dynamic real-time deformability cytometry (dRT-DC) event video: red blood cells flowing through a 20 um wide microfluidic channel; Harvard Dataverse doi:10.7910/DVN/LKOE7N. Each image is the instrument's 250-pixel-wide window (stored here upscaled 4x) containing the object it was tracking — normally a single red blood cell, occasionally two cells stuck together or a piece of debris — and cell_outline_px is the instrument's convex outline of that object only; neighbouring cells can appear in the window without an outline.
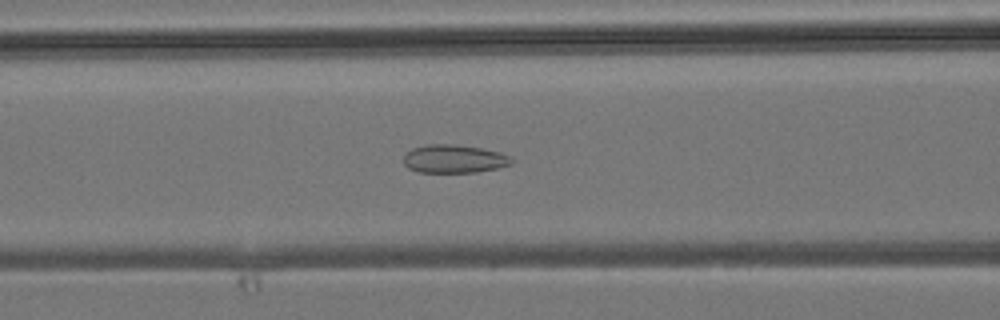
{"species": "common noctule bat (a hibernating species)", "species_latin": "Nyctalus noctula", "temperature_condition": "room temperature", "stored_images_in_passage": 44, "camera_frame_rate_fps": 3000, "um_per_image_px": 0.085, "animal": {"sex": "male", "body_mass_g": 19.2, "forearm_length_mm": 51.8}, "frame": {"image": 1, "passage_image": 17, "time_ms": 5.333, "image_size_px": [1000, 320], "cell_outline_px": [[512, 164], [496, 168], [476, 172], [416, 172], [408, 168], [404, 164], [404, 156], [412, 148], [424, 144], [452, 144], [480, 148], [500, 152], [512, 156]], "centroid_in_image_um": [38.59, 13.5], "position_along_channel_um": 128.0, "area_um2": 17.8}}
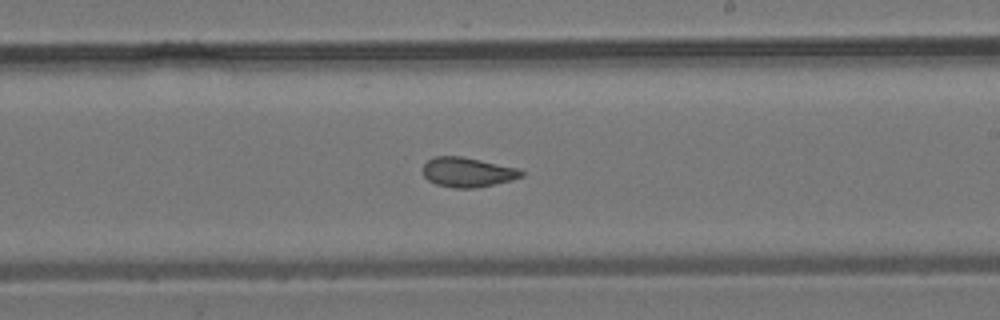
{"frame": {"image": 2, "passage_image": 25, "time_ms": 8.0, "image_size_px": [1000, 320], "cell_outline_px": [[524, 176], [512, 180], [472, 188], [452, 188], [436, 184], [428, 180], [424, 176], [424, 164], [428, 160], [436, 156], [460, 156], [520, 168], [524, 172]], "centroid_in_image_um": [39.77, 14.63], "position_along_channel_um": 249.2, "area_um2": 16.94}}
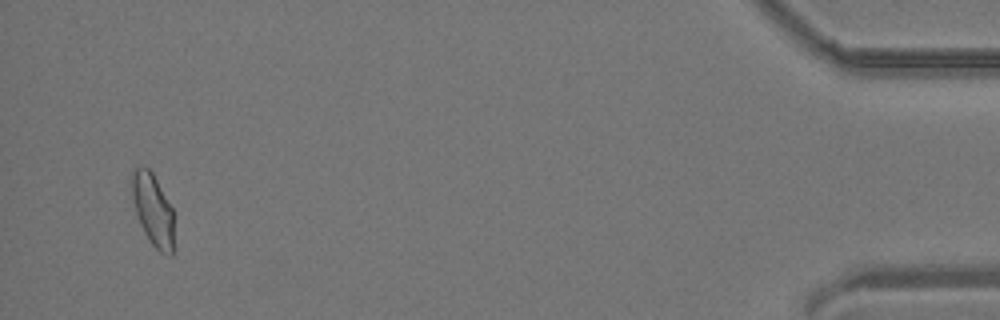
{"frame": {"image": 3, "passage_image": 42, "time_ms": 13.667, "image_size_px": [1000, 320], "cell_outline_px": [[176, 248], [172, 256], [168, 256], [160, 252], [152, 244], [144, 232], [140, 224], [132, 200], [128, 180], [132, 168], [148, 168], [152, 172], [172, 208]], "centroid_in_image_um": [12.99, 17.86], "position_along_channel_um": 422.2, "area_um2": 18.38}}